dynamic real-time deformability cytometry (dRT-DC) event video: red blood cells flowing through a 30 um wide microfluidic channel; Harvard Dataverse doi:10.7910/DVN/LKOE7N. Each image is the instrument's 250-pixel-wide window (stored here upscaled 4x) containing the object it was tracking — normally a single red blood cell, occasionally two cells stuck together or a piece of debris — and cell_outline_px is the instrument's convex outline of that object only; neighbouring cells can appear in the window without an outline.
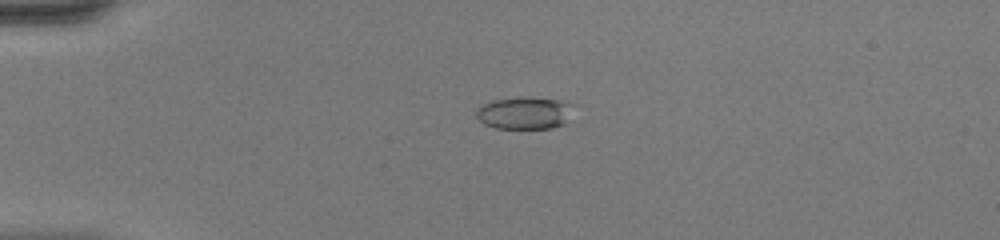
{"species": "common noctule bat (a hibernating species)", "species_latin": "Nyctalus noctula", "temperature_condition": "warm", "stored_images_in_passage": 43, "camera_frame_rate_fps": 3000, "um_per_image_px": 0.085, "animal": {"sex": "female", "body_mass_g": 20.0, "forearm_length_mm": 54.0}, "frame": {"image": 1, "passage_image": 8, "time_ms": 2.333, "image_size_px": [1000, 240], "cell_outline_px": [[576, 104], [564, 124], [552, 128], [496, 128], [484, 124], [476, 116], [476, 108], [480, 104], [492, 100], [556, 100]], "centroid_in_image_um": [44.57, 9.65], "position_along_channel_um": 40.4, "area_um2": 17.57}}
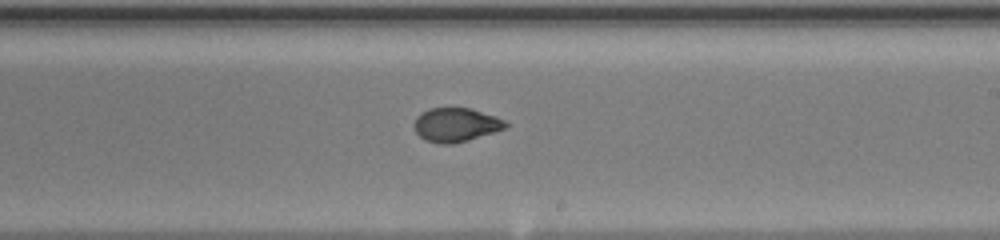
{"frame": {"image": 2, "passage_image": 25, "time_ms": 8.0, "image_size_px": [1000, 240], "cell_outline_px": [[512, 124], [504, 128], [468, 140], [452, 144], [436, 144], [424, 140], [416, 132], [412, 124], [416, 116], [420, 112], [428, 108], [472, 108], [496, 116]], "centroid_in_image_um": [38.71, 10.6], "position_along_channel_um": 250.3, "area_um2": 18.32}}
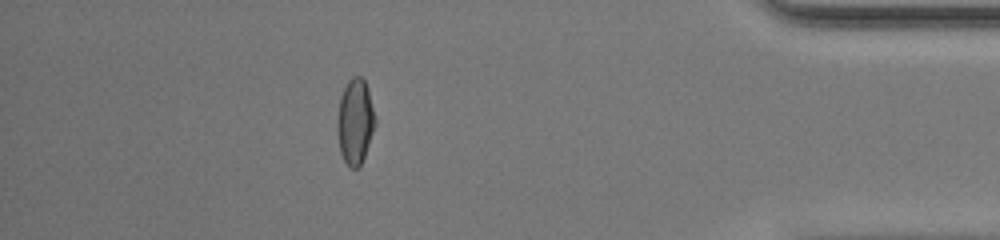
{"frame": {"image": 3, "passage_image": 38, "time_ms": 12.333, "image_size_px": [1000, 240], "cell_outline_px": [[376, 124], [360, 168], [348, 168], [340, 152], [336, 132], [336, 124], [340, 96], [348, 80], [352, 76], [360, 76], [364, 80], [368, 88], [376, 120]], "centroid_in_image_um": [30.17, 10.35], "position_along_channel_um": 405.0, "area_um2": 19.19}, "authors_computed_cell_mechanics": {"area_um2": 18.6694, "velocity_mm_per_s": 4.4586, "shape_relaxation_time_tau1_ms": 7.4913, "shape_relaxation_time_tau2_ms": 0.8327, "deformation_change_tau1": 0.2527, "deformation_change_tau2": 0.0506}}